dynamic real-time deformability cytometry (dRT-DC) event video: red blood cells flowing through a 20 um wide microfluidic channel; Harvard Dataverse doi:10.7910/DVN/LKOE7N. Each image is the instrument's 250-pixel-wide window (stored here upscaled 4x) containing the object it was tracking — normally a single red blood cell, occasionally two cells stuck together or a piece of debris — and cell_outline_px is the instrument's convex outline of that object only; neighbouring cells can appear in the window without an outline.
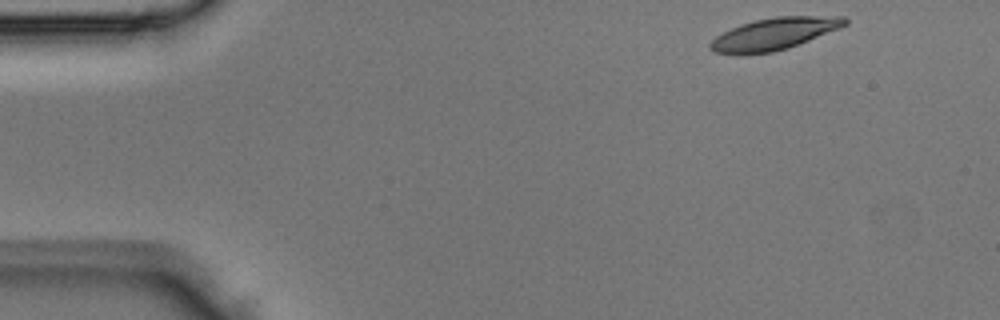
{"species": "Egyptian fruit bat (a non-hibernating species)", "species_latin": "Rousettus aegyptiacus", "temperature_condition": "room temperature", "stored_images_in_passage": 3, "segment_of_instrument_passage": [1, 2], "camera_frame_rate_fps": 3000, "um_per_image_px": 0.085, "animal": {"sex": "male"}, "frame": {"image": 1, "passage_image": 1, "time_ms": 0.0, "image_size_px": [1000, 320], "cell_outline_px": [[848, 24], [840, 28], [788, 48], [772, 52], [744, 56], [740, 56], [712, 52], [708, 48], [708, 44], [716, 36], [740, 24], [756, 20], [776, 16], [844, 16], [848, 20]], "centroid_in_image_um": [65.75, 2.9], "position_along_channel_um": 19.2, "area_um2": 25.43}}